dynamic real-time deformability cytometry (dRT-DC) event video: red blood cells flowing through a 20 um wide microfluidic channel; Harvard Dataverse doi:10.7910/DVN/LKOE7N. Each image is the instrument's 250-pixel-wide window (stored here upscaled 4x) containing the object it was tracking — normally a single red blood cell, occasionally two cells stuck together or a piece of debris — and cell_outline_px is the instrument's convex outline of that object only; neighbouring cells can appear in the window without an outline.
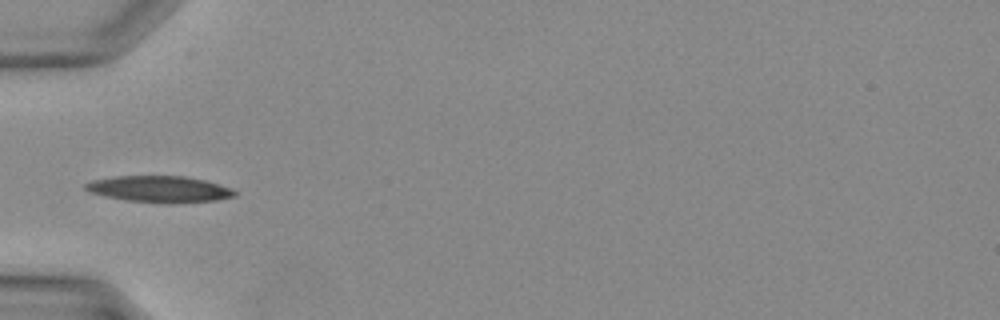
{"species": "Egyptian fruit bat (a non-hibernating species)", "species_latin": "Rousettus aegyptiacus", "temperature_condition": "warm", "stored_images_in_passage": 24, "camera_frame_rate_fps": 3000, "um_per_image_px": 0.085, "animal": {"sex": "female"}, "frame": {"image": 1, "passage_image": 1, "time_ms": 0.0, "image_size_px": [1000, 320], "cell_outline_px": [[236, 196], [216, 200], [168, 204], [128, 200], [108, 196], [92, 192], [84, 188], [84, 184], [92, 180], [116, 176], [184, 176], [204, 180], [220, 184], [232, 188], [236, 192]], "centroid_in_image_um": [13.61, 16.07], "position_along_channel_um": 71.4, "area_um2": 22.83}}